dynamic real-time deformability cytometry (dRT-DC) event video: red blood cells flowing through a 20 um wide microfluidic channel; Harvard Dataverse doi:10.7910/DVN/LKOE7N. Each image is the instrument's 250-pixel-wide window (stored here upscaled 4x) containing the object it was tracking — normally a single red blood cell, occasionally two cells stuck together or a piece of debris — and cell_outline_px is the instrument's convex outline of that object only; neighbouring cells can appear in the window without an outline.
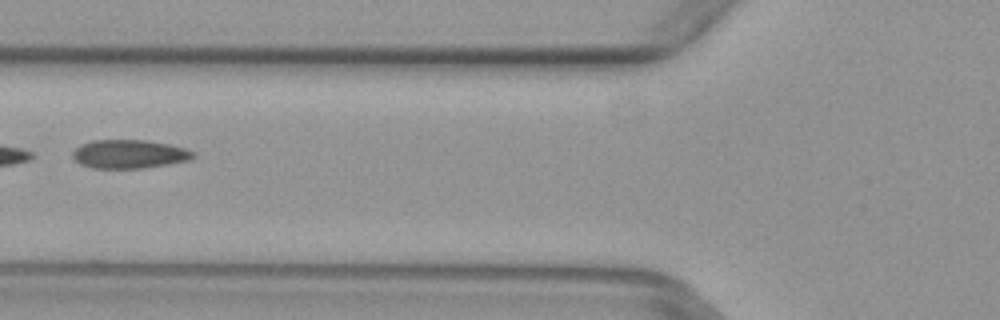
{"species": "common noctule bat (a hibernating species)", "species_latin": "Nyctalus noctula", "temperature_condition": "warm", "stored_images_in_passage": 4, "camera_frame_rate_fps": 3000, "um_per_image_px": 0.085, "animal": {"sex": "female", "body_mass_g": 29.2, "forearm_length_mm": 56.3}, "frame": {"image": 1, "passage_image": 4, "time_ms": 1.0, "image_size_px": [1000, 320], "cell_outline_px": [[196, 156], [192, 160], [144, 168], [92, 168], [80, 164], [72, 156], [72, 152], [80, 144], [92, 140], [144, 140], [168, 144], [184, 148], [196, 152]], "centroid_in_image_um": [11.0, 13.1], "position_along_channel_um": 114.8, "area_um2": 20.23}}